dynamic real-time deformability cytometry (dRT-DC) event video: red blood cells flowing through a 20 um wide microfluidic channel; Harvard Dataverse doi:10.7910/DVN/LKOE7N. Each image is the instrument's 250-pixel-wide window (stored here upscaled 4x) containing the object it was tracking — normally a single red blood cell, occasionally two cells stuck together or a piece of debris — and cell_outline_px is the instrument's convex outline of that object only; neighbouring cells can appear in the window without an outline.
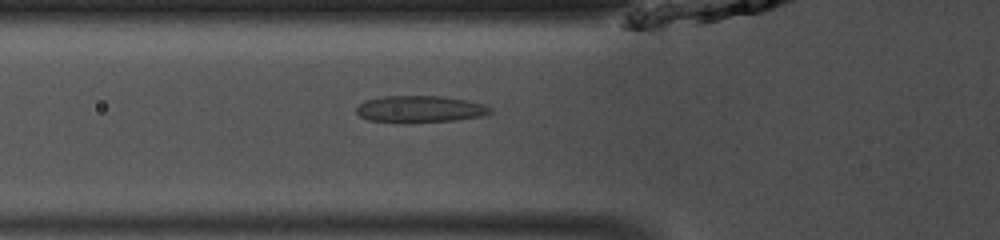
{"species": "common noctule bat (a hibernating species)", "species_latin": "Nyctalus noctula", "temperature_condition": "room temperature", "stored_images_in_passage": 34, "camera_frame_rate_fps": 3000, "um_per_image_px": 0.085, "animal": {"sex": "male", "body_mass_g": 13.0, "forearm_length_mm": 53.1}, "frame": {"image": 1, "passage_image": 8, "time_ms": 2.333, "image_size_px": [1000, 240], "cell_outline_px": [[492, 112], [484, 116], [456, 120], [368, 120], [360, 116], [356, 112], [356, 108], [364, 100], [380, 96], [444, 96], [468, 100], [484, 104], [492, 108]], "centroid_in_image_um": [35.75, 9.22], "position_along_channel_um": 90.0, "area_um2": 20.23}}
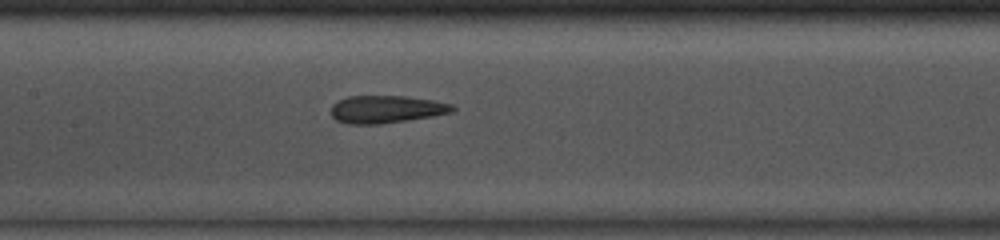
{"frame": {"image": 2, "passage_image": 14, "time_ms": 4.333, "image_size_px": [1000, 240], "cell_outline_px": [[456, 108], [452, 112], [432, 116], [408, 120], [380, 124], [348, 124], [336, 120], [332, 116], [332, 104], [348, 96], [404, 96], [432, 100], [452, 104]], "centroid_in_image_um": [32.83, 9.29], "position_along_channel_um": 174.6, "area_um2": 19.42}}
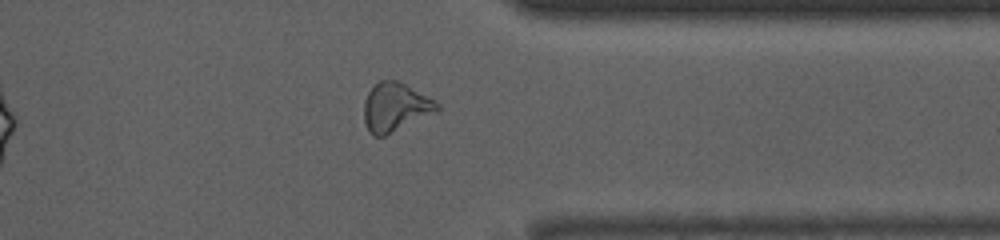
{"frame": {"image": 3, "passage_image": 29, "time_ms": 9.333, "image_size_px": [1000, 240], "cell_outline_px": [[440, 112], [384, 136], [372, 136], [368, 132], [364, 120], [364, 100], [368, 92], [380, 80], [396, 80], [404, 84], [440, 104]], "centroid_in_image_um": [33.61, 9.15], "position_along_channel_um": 377.8, "area_um2": 20.81}, "authors_computed_cell_mechanics": {"area_um2": 19.941, "velocity_mm_per_s": 4.1594, "shape_relaxation_time_tau1_ms": null, "shape_relaxation_time_tau2_ms": 2.1832, "deformation_change_tau1": null, "deformation_change_tau2": 0.1103}}